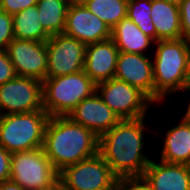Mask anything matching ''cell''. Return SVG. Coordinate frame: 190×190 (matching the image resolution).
<instances>
[{"label": "cell", "mask_w": 190, "mask_h": 190, "mask_svg": "<svg viewBox=\"0 0 190 190\" xmlns=\"http://www.w3.org/2000/svg\"><path fill=\"white\" fill-rule=\"evenodd\" d=\"M145 118L121 119L99 136L98 153L117 177L143 176L152 160L142 151Z\"/></svg>", "instance_id": "obj_1"}, {"label": "cell", "mask_w": 190, "mask_h": 190, "mask_svg": "<svg viewBox=\"0 0 190 190\" xmlns=\"http://www.w3.org/2000/svg\"><path fill=\"white\" fill-rule=\"evenodd\" d=\"M99 137L68 116L49 118L43 151L58 172L98 153Z\"/></svg>", "instance_id": "obj_2"}, {"label": "cell", "mask_w": 190, "mask_h": 190, "mask_svg": "<svg viewBox=\"0 0 190 190\" xmlns=\"http://www.w3.org/2000/svg\"><path fill=\"white\" fill-rule=\"evenodd\" d=\"M154 45V104H160L169 95L185 89L190 43L179 38L159 40Z\"/></svg>", "instance_id": "obj_3"}, {"label": "cell", "mask_w": 190, "mask_h": 190, "mask_svg": "<svg viewBox=\"0 0 190 190\" xmlns=\"http://www.w3.org/2000/svg\"><path fill=\"white\" fill-rule=\"evenodd\" d=\"M96 92V84L84 70L42 82L43 109L52 116H68L83 100Z\"/></svg>", "instance_id": "obj_4"}, {"label": "cell", "mask_w": 190, "mask_h": 190, "mask_svg": "<svg viewBox=\"0 0 190 190\" xmlns=\"http://www.w3.org/2000/svg\"><path fill=\"white\" fill-rule=\"evenodd\" d=\"M49 118L45 110L0 115V146L11 154L42 148Z\"/></svg>", "instance_id": "obj_5"}, {"label": "cell", "mask_w": 190, "mask_h": 190, "mask_svg": "<svg viewBox=\"0 0 190 190\" xmlns=\"http://www.w3.org/2000/svg\"><path fill=\"white\" fill-rule=\"evenodd\" d=\"M59 178V172L43 148L11 154L10 180L24 190H44Z\"/></svg>", "instance_id": "obj_6"}, {"label": "cell", "mask_w": 190, "mask_h": 190, "mask_svg": "<svg viewBox=\"0 0 190 190\" xmlns=\"http://www.w3.org/2000/svg\"><path fill=\"white\" fill-rule=\"evenodd\" d=\"M96 92L120 119L146 117L154 104L139 89L115 77L96 84Z\"/></svg>", "instance_id": "obj_7"}, {"label": "cell", "mask_w": 190, "mask_h": 190, "mask_svg": "<svg viewBox=\"0 0 190 190\" xmlns=\"http://www.w3.org/2000/svg\"><path fill=\"white\" fill-rule=\"evenodd\" d=\"M59 178L69 190H115L117 176L99 153L65 167Z\"/></svg>", "instance_id": "obj_8"}, {"label": "cell", "mask_w": 190, "mask_h": 190, "mask_svg": "<svg viewBox=\"0 0 190 190\" xmlns=\"http://www.w3.org/2000/svg\"><path fill=\"white\" fill-rule=\"evenodd\" d=\"M46 77H59L84 70L86 45L63 33L46 41Z\"/></svg>", "instance_id": "obj_9"}, {"label": "cell", "mask_w": 190, "mask_h": 190, "mask_svg": "<svg viewBox=\"0 0 190 190\" xmlns=\"http://www.w3.org/2000/svg\"><path fill=\"white\" fill-rule=\"evenodd\" d=\"M37 110H44L40 80L16 76L0 85V115Z\"/></svg>", "instance_id": "obj_10"}, {"label": "cell", "mask_w": 190, "mask_h": 190, "mask_svg": "<svg viewBox=\"0 0 190 190\" xmlns=\"http://www.w3.org/2000/svg\"><path fill=\"white\" fill-rule=\"evenodd\" d=\"M5 50L17 76L34 78L41 82L46 79V42L14 38Z\"/></svg>", "instance_id": "obj_11"}, {"label": "cell", "mask_w": 190, "mask_h": 190, "mask_svg": "<svg viewBox=\"0 0 190 190\" xmlns=\"http://www.w3.org/2000/svg\"><path fill=\"white\" fill-rule=\"evenodd\" d=\"M63 34L85 45L111 39L110 28L81 2L70 3Z\"/></svg>", "instance_id": "obj_12"}, {"label": "cell", "mask_w": 190, "mask_h": 190, "mask_svg": "<svg viewBox=\"0 0 190 190\" xmlns=\"http://www.w3.org/2000/svg\"><path fill=\"white\" fill-rule=\"evenodd\" d=\"M152 56L148 54L118 53L114 77L139 89L154 103Z\"/></svg>", "instance_id": "obj_13"}, {"label": "cell", "mask_w": 190, "mask_h": 190, "mask_svg": "<svg viewBox=\"0 0 190 190\" xmlns=\"http://www.w3.org/2000/svg\"><path fill=\"white\" fill-rule=\"evenodd\" d=\"M68 117L93 131L98 137L109 131L121 120L97 92L83 99L68 114Z\"/></svg>", "instance_id": "obj_14"}, {"label": "cell", "mask_w": 190, "mask_h": 190, "mask_svg": "<svg viewBox=\"0 0 190 190\" xmlns=\"http://www.w3.org/2000/svg\"><path fill=\"white\" fill-rule=\"evenodd\" d=\"M118 53L112 39L86 45L84 71L95 84L114 78Z\"/></svg>", "instance_id": "obj_15"}, {"label": "cell", "mask_w": 190, "mask_h": 190, "mask_svg": "<svg viewBox=\"0 0 190 190\" xmlns=\"http://www.w3.org/2000/svg\"><path fill=\"white\" fill-rule=\"evenodd\" d=\"M153 190H190V166L150 161L143 174Z\"/></svg>", "instance_id": "obj_16"}, {"label": "cell", "mask_w": 190, "mask_h": 190, "mask_svg": "<svg viewBox=\"0 0 190 190\" xmlns=\"http://www.w3.org/2000/svg\"><path fill=\"white\" fill-rule=\"evenodd\" d=\"M180 121L164 135L160 160L190 166V120L182 117Z\"/></svg>", "instance_id": "obj_17"}, {"label": "cell", "mask_w": 190, "mask_h": 190, "mask_svg": "<svg viewBox=\"0 0 190 190\" xmlns=\"http://www.w3.org/2000/svg\"><path fill=\"white\" fill-rule=\"evenodd\" d=\"M151 18L156 41L181 38L179 6L165 0H151Z\"/></svg>", "instance_id": "obj_18"}, {"label": "cell", "mask_w": 190, "mask_h": 190, "mask_svg": "<svg viewBox=\"0 0 190 190\" xmlns=\"http://www.w3.org/2000/svg\"><path fill=\"white\" fill-rule=\"evenodd\" d=\"M111 39L120 52L135 54H146L148 48L155 43L128 17L122 19L112 28Z\"/></svg>", "instance_id": "obj_19"}, {"label": "cell", "mask_w": 190, "mask_h": 190, "mask_svg": "<svg viewBox=\"0 0 190 190\" xmlns=\"http://www.w3.org/2000/svg\"><path fill=\"white\" fill-rule=\"evenodd\" d=\"M14 38L46 42L51 36L43 29L39 21L36 6L28 7L12 15Z\"/></svg>", "instance_id": "obj_20"}, {"label": "cell", "mask_w": 190, "mask_h": 190, "mask_svg": "<svg viewBox=\"0 0 190 190\" xmlns=\"http://www.w3.org/2000/svg\"><path fill=\"white\" fill-rule=\"evenodd\" d=\"M68 0H38L36 7L43 29L50 35L61 34L65 28Z\"/></svg>", "instance_id": "obj_21"}, {"label": "cell", "mask_w": 190, "mask_h": 190, "mask_svg": "<svg viewBox=\"0 0 190 190\" xmlns=\"http://www.w3.org/2000/svg\"><path fill=\"white\" fill-rule=\"evenodd\" d=\"M81 3L112 30L127 17L128 0H82Z\"/></svg>", "instance_id": "obj_22"}, {"label": "cell", "mask_w": 190, "mask_h": 190, "mask_svg": "<svg viewBox=\"0 0 190 190\" xmlns=\"http://www.w3.org/2000/svg\"><path fill=\"white\" fill-rule=\"evenodd\" d=\"M151 0H128L127 17L156 42V29L151 18Z\"/></svg>", "instance_id": "obj_23"}, {"label": "cell", "mask_w": 190, "mask_h": 190, "mask_svg": "<svg viewBox=\"0 0 190 190\" xmlns=\"http://www.w3.org/2000/svg\"><path fill=\"white\" fill-rule=\"evenodd\" d=\"M13 39L12 15L0 10V49L5 50Z\"/></svg>", "instance_id": "obj_24"}, {"label": "cell", "mask_w": 190, "mask_h": 190, "mask_svg": "<svg viewBox=\"0 0 190 190\" xmlns=\"http://www.w3.org/2000/svg\"><path fill=\"white\" fill-rule=\"evenodd\" d=\"M115 190H153L143 176L118 177Z\"/></svg>", "instance_id": "obj_25"}, {"label": "cell", "mask_w": 190, "mask_h": 190, "mask_svg": "<svg viewBox=\"0 0 190 190\" xmlns=\"http://www.w3.org/2000/svg\"><path fill=\"white\" fill-rule=\"evenodd\" d=\"M181 38L190 43V0H183L179 5Z\"/></svg>", "instance_id": "obj_26"}, {"label": "cell", "mask_w": 190, "mask_h": 190, "mask_svg": "<svg viewBox=\"0 0 190 190\" xmlns=\"http://www.w3.org/2000/svg\"><path fill=\"white\" fill-rule=\"evenodd\" d=\"M37 1L38 0H0V10L14 15L28 7L36 6Z\"/></svg>", "instance_id": "obj_27"}, {"label": "cell", "mask_w": 190, "mask_h": 190, "mask_svg": "<svg viewBox=\"0 0 190 190\" xmlns=\"http://www.w3.org/2000/svg\"><path fill=\"white\" fill-rule=\"evenodd\" d=\"M16 72L6 50L0 49V85L14 79Z\"/></svg>", "instance_id": "obj_28"}, {"label": "cell", "mask_w": 190, "mask_h": 190, "mask_svg": "<svg viewBox=\"0 0 190 190\" xmlns=\"http://www.w3.org/2000/svg\"><path fill=\"white\" fill-rule=\"evenodd\" d=\"M11 153L0 146V183L10 180Z\"/></svg>", "instance_id": "obj_29"}, {"label": "cell", "mask_w": 190, "mask_h": 190, "mask_svg": "<svg viewBox=\"0 0 190 190\" xmlns=\"http://www.w3.org/2000/svg\"><path fill=\"white\" fill-rule=\"evenodd\" d=\"M44 190H69V189L67 188L66 184L60 178H57L52 184H50Z\"/></svg>", "instance_id": "obj_30"}, {"label": "cell", "mask_w": 190, "mask_h": 190, "mask_svg": "<svg viewBox=\"0 0 190 190\" xmlns=\"http://www.w3.org/2000/svg\"><path fill=\"white\" fill-rule=\"evenodd\" d=\"M0 190H24L18 184L12 182L11 180L4 181L0 183Z\"/></svg>", "instance_id": "obj_31"}, {"label": "cell", "mask_w": 190, "mask_h": 190, "mask_svg": "<svg viewBox=\"0 0 190 190\" xmlns=\"http://www.w3.org/2000/svg\"><path fill=\"white\" fill-rule=\"evenodd\" d=\"M183 91L190 92V87L185 88ZM183 117L186 118L187 120H190V100H189V103L187 105V109H186Z\"/></svg>", "instance_id": "obj_32"}, {"label": "cell", "mask_w": 190, "mask_h": 190, "mask_svg": "<svg viewBox=\"0 0 190 190\" xmlns=\"http://www.w3.org/2000/svg\"><path fill=\"white\" fill-rule=\"evenodd\" d=\"M190 87V52L188 56V72H187V77H186V85L185 88Z\"/></svg>", "instance_id": "obj_33"}, {"label": "cell", "mask_w": 190, "mask_h": 190, "mask_svg": "<svg viewBox=\"0 0 190 190\" xmlns=\"http://www.w3.org/2000/svg\"><path fill=\"white\" fill-rule=\"evenodd\" d=\"M169 3H173V4H176V5H179L183 0H165Z\"/></svg>", "instance_id": "obj_34"}, {"label": "cell", "mask_w": 190, "mask_h": 190, "mask_svg": "<svg viewBox=\"0 0 190 190\" xmlns=\"http://www.w3.org/2000/svg\"><path fill=\"white\" fill-rule=\"evenodd\" d=\"M70 3H78L81 2L82 0H68Z\"/></svg>", "instance_id": "obj_35"}]
</instances>
